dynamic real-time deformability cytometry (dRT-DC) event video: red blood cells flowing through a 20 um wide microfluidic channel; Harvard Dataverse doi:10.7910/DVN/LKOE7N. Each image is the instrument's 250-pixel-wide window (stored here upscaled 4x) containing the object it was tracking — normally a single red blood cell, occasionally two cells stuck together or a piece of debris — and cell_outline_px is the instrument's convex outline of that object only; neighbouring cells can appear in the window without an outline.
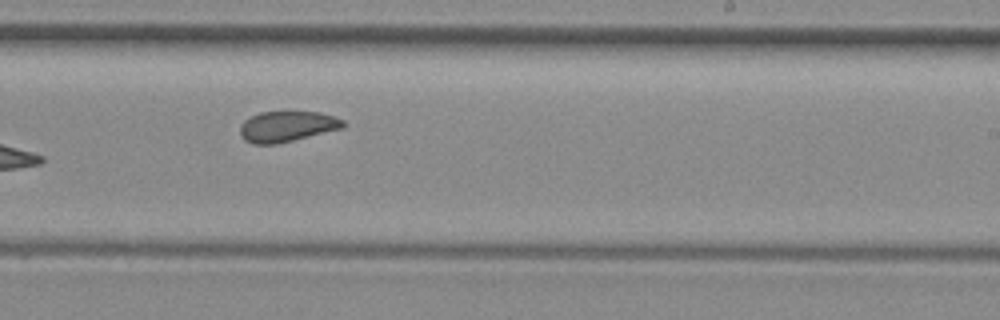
{"species": "common noctule bat (a hibernating species)", "species_latin": "Nyctalus noctula", "temperature_condition": "room temperature", "stored_images_in_passage": 13, "camera_frame_rate_fps": 3000, "um_per_image_px": 0.085, "animal": {"sex": "female", "body_mass_g": 29.2, "forearm_length_mm": 56.3}, "frame": {"image": 1, "passage_image": 8, "time_ms": 2.333, "image_size_px": [1000, 320], "cell_outline_px": [[344, 128], [276, 144], [252, 144], [244, 140], [240, 136], [240, 124], [244, 120], [260, 112], [320, 112], [344, 120]], "centroid_in_image_um": [24.37, 10.75], "position_along_channel_um": 264.6, "area_um2": 18.38}}
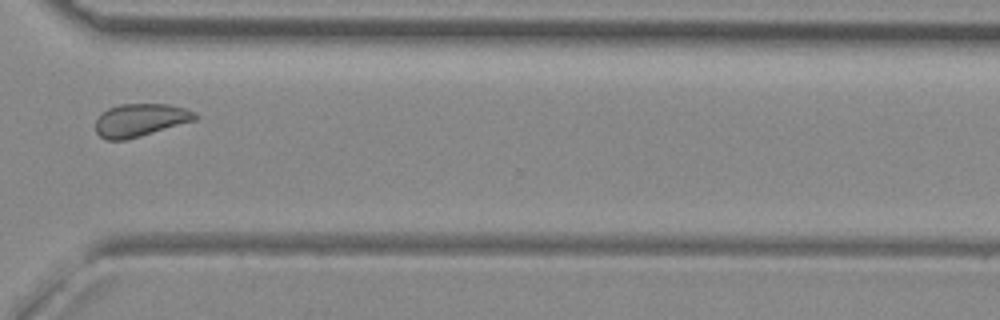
{"frame": {"image": 2, "passage_image": 10, "time_ms": 3.0, "image_size_px": [1000, 320], "cell_outline_px": [[200, 116], [196, 120], [140, 136], [124, 140], [108, 140], [100, 136], [96, 132], [96, 120], [100, 112], [108, 108], [120, 104], [168, 104], [184, 108], [196, 112]], "centroid_in_image_um": [11.93, 10.2], "position_along_channel_um": 358.7, "area_um2": 19.13}}